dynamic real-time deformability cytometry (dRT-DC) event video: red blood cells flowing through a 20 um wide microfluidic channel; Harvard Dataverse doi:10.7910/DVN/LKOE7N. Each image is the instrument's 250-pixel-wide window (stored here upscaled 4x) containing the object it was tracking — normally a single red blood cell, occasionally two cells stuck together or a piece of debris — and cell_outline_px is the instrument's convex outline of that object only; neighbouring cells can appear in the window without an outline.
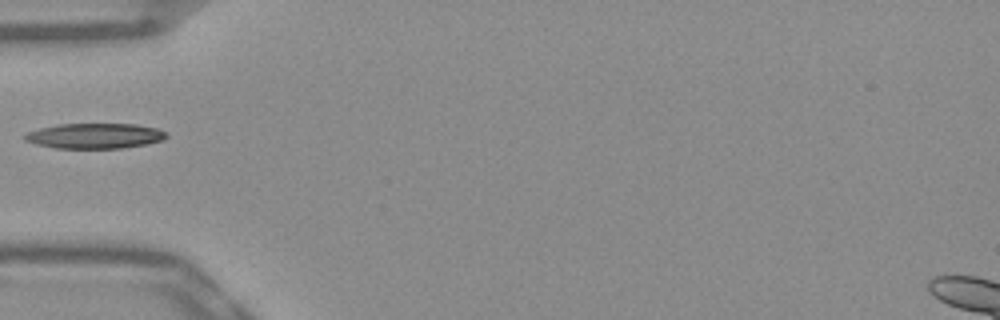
{"species": "Egyptian fruit bat (a non-hibernating species)", "species_latin": "Rousettus aegyptiacus", "temperature_condition": "warm", "stored_images_in_passage": 10, "camera_frame_rate_fps": 3000, "um_per_image_px": 0.085, "frame": {"image": 1, "passage_image": 1, "time_ms": 0.0, "image_size_px": [1000, 320], "cell_outline_px": [[168, 136], [164, 140], [148, 144], [120, 148], [56, 148], [36, 144], [24, 140], [24, 136], [28, 132], [40, 128], [60, 124], [136, 124], [156, 128], [168, 132]], "centroid_in_image_um": [8.11, 11.55], "position_along_channel_um": 76.9, "area_um2": 20.87}}
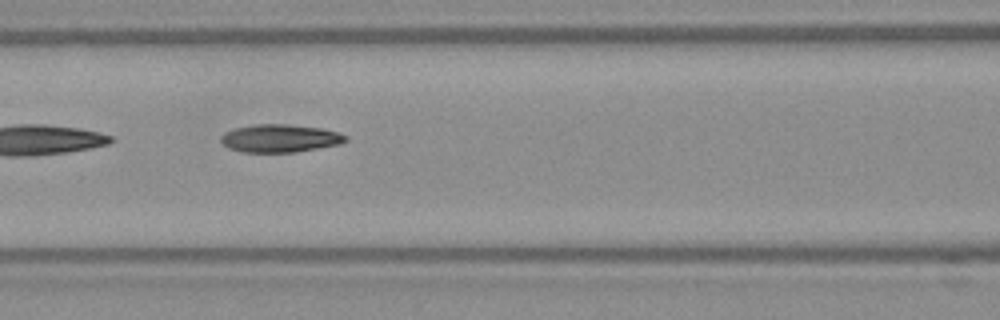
{"frame": {"image": 2, "passage_image": 6, "time_ms": 1.667, "image_size_px": [1000, 320], "cell_outline_px": [[348, 140], [340, 144], [296, 152], [244, 152], [228, 148], [220, 140], [220, 136], [224, 132], [236, 128], [252, 124], [288, 124], [324, 128], [340, 132], [348, 136]], "centroid_in_image_um": [23.83, 11.74], "position_along_channel_um": 142.8, "area_um2": 20.52}}